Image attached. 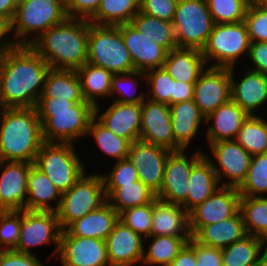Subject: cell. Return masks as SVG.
Masks as SVG:
<instances>
[{"label":"cell","instance_id":"34","mask_svg":"<svg viewBox=\"0 0 267 266\" xmlns=\"http://www.w3.org/2000/svg\"><path fill=\"white\" fill-rule=\"evenodd\" d=\"M81 81L82 93L86 102L98 106L96 96L111 94V79L113 74L108 70L86 62L76 70Z\"/></svg>","mask_w":267,"mask_h":266},{"label":"cell","instance_id":"43","mask_svg":"<svg viewBox=\"0 0 267 266\" xmlns=\"http://www.w3.org/2000/svg\"><path fill=\"white\" fill-rule=\"evenodd\" d=\"M215 24L238 23L245 20L251 0H206Z\"/></svg>","mask_w":267,"mask_h":266},{"label":"cell","instance_id":"37","mask_svg":"<svg viewBox=\"0 0 267 266\" xmlns=\"http://www.w3.org/2000/svg\"><path fill=\"white\" fill-rule=\"evenodd\" d=\"M240 213L247 234L261 239L267 236V197L240 196Z\"/></svg>","mask_w":267,"mask_h":266},{"label":"cell","instance_id":"10","mask_svg":"<svg viewBox=\"0 0 267 266\" xmlns=\"http://www.w3.org/2000/svg\"><path fill=\"white\" fill-rule=\"evenodd\" d=\"M67 18L65 0H18L11 31L15 29V38L43 33Z\"/></svg>","mask_w":267,"mask_h":266},{"label":"cell","instance_id":"27","mask_svg":"<svg viewBox=\"0 0 267 266\" xmlns=\"http://www.w3.org/2000/svg\"><path fill=\"white\" fill-rule=\"evenodd\" d=\"M246 235L243 218L239 211L227 220L202 226L192 238L204 246L222 249Z\"/></svg>","mask_w":267,"mask_h":266},{"label":"cell","instance_id":"13","mask_svg":"<svg viewBox=\"0 0 267 266\" xmlns=\"http://www.w3.org/2000/svg\"><path fill=\"white\" fill-rule=\"evenodd\" d=\"M240 211L238 188L219 187L209 198L189 212V228L193 236L202 226L221 222Z\"/></svg>","mask_w":267,"mask_h":266},{"label":"cell","instance_id":"14","mask_svg":"<svg viewBox=\"0 0 267 266\" xmlns=\"http://www.w3.org/2000/svg\"><path fill=\"white\" fill-rule=\"evenodd\" d=\"M170 150L143 142L130 144L127 158L137 169L139 180L157 194L163 182L165 163Z\"/></svg>","mask_w":267,"mask_h":266},{"label":"cell","instance_id":"57","mask_svg":"<svg viewBox=\"0 0 267 266\" xmlns=\"http://www.w3.org/2000/svg\"><path fill=\"white\" fill-rule=\"evenodd\" d=\"M11 32V23L4 17L0 16V40H2V37L5 36V34ZM17 46V41H9L8 43L3 42L2 45H0V56H2L7 51L15 48Z\"/></svg>","mask_w":267,"mask_h":266},{"label":"cell","instance_id":"47","mask_svg":"<svg viewBox=\"0 0 267 266\" xmlns=\"http://www.w3.org/2000/svg\"><path fill=\"white\" fill-rule=\"evenodd\" d=\"M106 197L108 198L121 184L139 180L137 169L128 158L119 160L109 176H103ZM107 182V183H106Z\"/></svg>","mask_w":267,"mask_h":266},{"label":"cell","instance_id":"44","mask_svg":"<svg viewBox=\"0 0 267 266\" xmlns=\"http://www.w3.org/2000/svg\"><path fill=\"white\" fill-rule=\"evenodd\" d=\"M119 221L131 228L135 233L149 238L152 223V202L131 207L119 213Z\"/></svg>","mask_w":267,"mask_h":266},{"label":"cell","instance_id":"9","mask_svg":"<svg viewBox=\"0 0 267 266\" xmlns=\"http://www.w3.org/2000/svg\"><path fill=\"white\" fill-rule=\"evenodd\" d=\"M250 43L244 21L215 24L201 52L205 62L217 61L211 67L231 68L244 52L249 53Z\"/></svg>","mask_w":267,"mask_h":266},{"label":"cell","instance_id":"38","mask_svg":"<svg viewBox=\"0 0 267 266\" xmlns=\"http://www.w3.org/2000/svg\"><path fill=\"white\" fill-rule=\"evenodd\" d=\"M235 140L252 156L267 153V121L258 115H249Z\"/></svg>","mask_w":267,"mask_h":266},{"label":"cell","instance_id":"56","mask_svg":"<svg viewBox=\"0 0 267 266\" xmlns=\"http://www.w3.org/2000/svg\"><path fill=\"white\" fill-rule=\"evenodd\" d=\"M169 266H196L195 246L188 241Z\"/></svg>","mask_w":267,"mask_h":266},{"label":"cell","instance_id":"50","mask_svg":"<svg viewBox=\"0 0 267 266\" xmlns=\"http://www.w3.org/2000/svg\"><path fill=\"white\" fill-rule=\"evenodd\" d=\"M179 0H140V12L173 22Z\"/></svg>","mask_w":267,"mask_h":266},{"label":"cell","instance_id":"15","mask_svg":"<svg viewBox=\"0 0 267 266\" xmlns=\"http://www.w3.org/2000/svg\"><path fill=\"white\" fill-rule=\"evenodd\" d=\"M140 140L170 151L182 149L175 142L169 105L151 100L142 103Z\"/></svg>","mask_w":267,"mask_h":266},{"label":"cell","instance_id":"18","mask_svg":"<svg viewBox=\"0 0 267 266\" xmlns=\"http://www.w3.org/2000/svg\"><path fill=\"white\" fill-rule=\"evenodd\" d=\"M119 30L130 53L135 71L145 73L163 67L168 52L152 37L139 32L131 23L120 24Z\"/></svg>","mask_w":267,"mask_h":266},{"label":"cell","instance_id":"45","mask_svg":"<svg viewBox=\"0 0 267 266\" xmlns=\"http://www.w3.org/2000/svg\"><path fill=\"white\" fill-rule=\"evenodd\" d=\"M244 23L251 42H267V7L251 0Z\"/></svg>","mask_w":267,"mask_h":266},{"label":"cell","instance_id":"42","mask_svg":"<svg viewBox=\"0 0 267 266\" xmlns=\"http://www.w3.org/2000/svg\"><path fill=\"white\" fill-rule=\"evenodd\" d=\"M238 191L240 196L251 197L267 192V153L252 157L247 176Z\"/></svg>","mask_w":267,"mask_h":266},{"label":"cell","instance_id":"41","mask_svg":"<svg viewBox=\"0 0 267 266\" xmlns=\"http://www.w3.org/2000/svg\"><path fill=\"white\" fill-rule=\"evenodd\" d=\"M87 134L94 136L103 153L118 158V161L127 158L131 143L126 138L115 135L95 117L90 122Z\"/></svg>","mask_w":267,"mask_h":266},{"label":"cell","instance_id":"36","mask_svg":"<svg viewBox=\"0 0 267 266\" xmlns=\"http://www.w3.org/2000/svg\"><path fill=\"white\" fill-rule=\"evenodd\" d=\"M139 32L146 33L167 52L178 48L172 22L138 12L130 22Z\"/></svg>","mask_w":267,"mask_h":266},{"label":"cell","instance_id":"30","mask_svg":"<svg viewBox=\"0 0 267 266\" xmlns=\"http://www.w3.org/2000/svg\"><path fill=\"white\" fill-rule=\"evenodd\" d=\"M170 109L175 142L185 150L192 138L198 133L201 121H205L206 117L201 113L193 99L170 105Z\"/></svg>","mask_w":267,"mask_h":266},{"label":"cell","instance_id":"4","mask_svg":"<svg viewBox=\"0 0 267 266\" xmlns=\"http://www.w3.org/2000/svg\"><path fill=\"white\" fill-rule=\"evenodd\" d=\"M47 143H73L87 135L95 107L88 102L75 103L68 99L39 97L35 106ZM61 140V141H59Z\"/></svg>","mask_w":267,"mask_h":266},{"label":"cell","instance_id":"17","mask_svg":"<svg viewBox=\"0 0 267 266\" xmlns=\"http://www.w3.org/2000/svg\"><path fill=\"white\" fill-rule=\"evenodd\" d=\"M230 84L229 68L211 67L200 74L193 101L205 117L231 99Z\"/></svg>","mask_w":267,"mask_h":266},{"label":"cell","instance_id":"6","mask_svg":"<svg viewBox=\"0 0 267 266\" xmlns=\"http://www.w3.org/2000/svg\"><path fill=\"white\" fill-rule=\"evenodd\" d=\"M107 202L102 175H82L67 191L61 193L57 217L62 230L87 213L99 209Z\"/></svg>","mask_w":267,"mask_h":266},{"label":"cell","instance_id":"40","mask_svg":"<svg viewBox=\"0 0 267 266\" xmlns=\"http://www.w3.org/2000/svg\"><path fill=\"white\" fill-rule=\"evenodd\" d=\"M154 237L147 253H143L142 263L162 266H169L173 259L179 254L188 243L184 237L175 236H149ZM146 254V255H145Z\"/></svg>","mask_w":267,"mask_h":266},{"label":"cell","instance_id":"51","mask_svg":"<svg viewBox=\"0 0 267 266\" xmlns=\"http://www.w3.org/2000/svg\"><path fill=\"white\" fill-rule=\"evenodd\" d=\"M66 14L71 19L89 21L97 12L101 0H65Z\"/></svg>","mask_w":267,"mask_h":266},{"label":"cell","instance_id":"58","mask_svg":"<svg viewBox=\"0 0 267 266\" xmlns=\"http://www.w3.org/2000/svg\"><path fill=\"white\" fill-rule=\"evenodd\" d=\"M18 0H0V16L6 18L10 23L14 18Z\"/></svg>","mask_w":267,"mask_h":266},{"label":"cell","instance_id":"24","mask_svg":"<svg viewBox=\"0 0 267 266\" xmlns=\"http://www.w3.org/2000/svg\"><path fill=\"white\" fill-rule=\"evenodd\" d=\"M230 70L231 100L240 106L248 115L253 116L257 107L267 101V75L260 72L248 71L244 78L235 83L233 67Z\"/></svg>","mask_w":267,"mask_h":266},{"label":"cell","instance_id":"3","mask_svg":"<svg viewBox=\"0 0 267 266\" xmlns=\"http://www.w3.org/2000/svg\"><path fill=\"white\" fill-rule=\"evenodd\" d=\"M0 161L33 163L44 143L35 108H2Z\"/></svg>","mask_w":267,"mask_h":266},{"label":"cell","instance_id":"60","mask_svg":"<svg viewBox=\"0 0 267 266\" xmlns=\"http://www.w3.org/2000/svg\"><path fill=\"white\" fill-rule=\"evenodd\" d=\"M256 1L267 7V0H256Z\"/></svg>","mask_w":267,"mask_h":266},{"label":"cell","instance_id":"31","mask_svg":"<svg viewBox=\"0 0 267 266\" xmlns=\"http://www.w3.org/2000/svg\"><path fill=\"white\" fill-rule=\"evenodd\" d=\"M28 197L26 199L25 210L28 211H54L59 208L61 192L53 182L34 164L31 165L27 176ZM59 197L56 207L49 205V201ZM56 208V209H55Z\"/></svg>","mask_w":267,"mask_h":266},{"label":"cell","instance_id":"59","mask_svg":"<svg viewBox=\"0 0 267 266\" xmlns=\"http://www.w3.org/2000/svg\"><path fill=\"white\" fill-rule=\"evenodd\" d=\"M263 245H265V247L262 246V248H265V249H262L264 250V252L261 256V266H267V246H266L267 242L265 244L263 243Z\"/></svg>","mask_w":267,"mask_h":266},{"label":"cell","instance_id":"61","mask_svg":"<svg viewBox=\"0 0 267 266\" xmlns=\"http://www.w3.org/2000/svg\"><path fill=\"white\" fill-rule=\"evenodd\" d=\"M263 241H264V242H266V241H267V236H266V237L263 239Z\"/></svg>","mask_w":267,"mask_h":266},{"label":"cell","instance_id":"39","mask_svg":"<svg viewBox=\"0 0 267 266\" xmlns=\"http://www.w3.org/2000/svg\"><path fill=\"white\" fill-rule=\"evenodd\" d=\"M155 198L156 194L140 180H137L121 184V187H118L107 198V201L119 214L125 209L151 203Z\"/></svg>","mask_w":267,"mask_h":266},{"label":"cell","instance_id":"7","mask_svg":"<svg viewBox=\"0 0 267 266\" xmlns=\"http://www.w3.org/2000/svg\"><path fill=\"white\" fill-rule=\"evenodd\" d=\"M34 165L53 182L61 192L72 187L84 173L71 143L44 142L36 155Z\"/></svg>","mask_w":267,"mask_h":266},{"label":"cell","instance_id":"8","mask_svg":"<svg viewBox=\"0 0 267 266\" xmlns=\"http://www.w3.org/2000/svg\"><path fill=\"white\" fill-rule=\"evenodd\" d=\"M172 24L178 48L200 50L215 25L206 0H179Z\"/></svg>","mask_w":267,"mask_h":266},{"label":"cell","instance_id":"28","mask_svg":"<svg viewBox=\"0 0 267 266\" xmlns=\"http://www.w3.org/2000/svg\"><path fill=\"white\" fill-rule=\"evenodd\" d=\"M218 182L219 180L212 168L210 158L204 155L192 167L189 177V190L186 200L181 206L189 213L218 189Z\"/></svg>","mask_w":267,"mask_h":266},{"label":"cell","instance_id":"16","mask_svg":"<svg viewBox=\"0 0 267 266\" xmlns=\"http://www.w3.org/2000/svg\"><path fill=\"white\" fill-rule=\"evenodd\" d=\"M59 258L63 266H107L109 262L105 240L69 235L62 230Z\"/></svg>","mask_w":267,"mask_h":266},{"label":"cell","instance_id":"55","mask_svg":"<svg viewBox=\"0 0 267 266\" xmlns=\"http://www.w3.org/2000/svg\"><path fill=\"white\" fill-rule=\"evenodd\" d=\"M194 85L195 83H185V82L174 80L172 105L179 103V102L192 100L193 92H194Z\"/></svg>","mask_w":267,"mask_h":266},{"label":"cell","instance_id":"19","mask_svg":"<svg viewBox=\"0 0 267 266\" xmlns=\"http://www.w3.org/2000/svg\"><path fill=\"white\" fill-rule=\"evenodd\" d=\"M210 147L219 163V167H221L217 168L212 160L210 161L213 170L216 172L217 179L220 180L223 172L224 177L226 175L231 179L228 184L225 183L223 185L239 188L247 176L253 156L235 139L210 143Z\"/></svg>","mask_w":267,"mask_h":266},{"label":"cell","instance_id":"49","mask_svg":"<svg viewBox=\"0 0 267 266\" xmlns=\"http://www.w3.org/2000/svg\"><path fill=\"white\" fill-rule=\"evenodd\" d=\"M133 76H139L141 78L143 77L144 79H146L145 73L141 72V71H133V72H129V73L113 74L112 79H111V95H113V93H116V92H118L119 95L120 94L122 95V98L120 96V98L116 99V102L130 103V104H142L145 101L143 93L141 95H137L135 97L131 95L132 91H133L132 90L133 86H135V87L138 86V82ZM131 80H132V82H131ZM125 81H126V83L130 82L129 84L133 83V85L131 84L132 88H131V86L129 87L130 91L132 90L131 94L128 92V90H129L128 87H125V85L124 86L122 85V84H125L124 83Z\"/></svg>","mask_w":267,"mask_h":266},{"label":"cell","instance_id":"11","mask_svg":"<svg viewBox=\"0 0 267 266\" xmlns=\"http://www.w3.org/2000/svg\"><path fill=\"white\" fill-rule=\"evenodd\" d=\"M62 228L54 211H21V229L17 246L13 249L20 253L32 254L30 247L54 242L59 251Z\"/></svg>","mask_w":267,"mask_h":266},{"label":"cell","instance_id":"33","mask_svg":"<svg viewBox=\"0 0 267 266\" xmlns=\"http://www.w3.org/2000/svg\"><path fill=\"white\" fill-rule=\"evenodd\" d=\"M263 239L247 234L228 247L222 248V266H261Z\"/></svg>","mask_w":267,"mask_h":266},{"label":"cell","instance_id":"21","mask_svg":"<svg viewBox=\"0 0 267 266\" xmlns=\"http://www.w3.org/2000/svg\"><path fill=\"white\" fill-rule=\"evenodd\" d=\"M98 112L99 106H95V118L115 135L130 143L140 140L142 104L114 101L100 117Z\"/></svg>","mask_w":267,"mask_h":266},{"label":"cell","instance_id":"12","mask_svg":"<svg viewBox=\"0 0 267 266\" xmlns=\"http://www.w3.org/2000/svg\"><path fill=\"white\" fill-rule=\"evenodd\" d=\"M204 156L195 153L188 159L184 149L170 151L165 163L163 182L156 198L164 202L181 205L189 190V177L192 167Z\"/></svg>","mask_w":267,"mask_h":266},{"label":"cell","instance_id":"5","mask_svg":"<svg viewBox=\"0 0 267 266\" xmlns=\"http://www.w3.org/2000/svg\"><path fill=\"white\" fill-rule=\"evenodd\" d=\"M87 62L112 74L133 72L134 64L127 50L119 25H95L89 22Z\"/></svg>","mask_w":267,"mask_h":266},{"label":"cell","instance_id":"2","mask_svg":"<svg viewBox=\"0 0 267 266\" xmlns=\"http://www.w3.org/2000/svg\"><path fill=\"white\" fill-rule=\"evenodd\" d=\"M88 34L89 21L67 18L35 39H17V45H29L51 69L77 70L87 62Z\"/></svg>","mask_w":267,"mask_h":266},{"label":"cell","instance_id":"46","mask_svg":"<svg viewBox=\"0 0 267 266\" xmlns=\"http://www.w3.org/2000/svg\"><path fill=\"white\" fill-rule=\"evenodd\" d=\"M146 81L151 84V101L172 105V95L174 89V79L161 68H156L145 72Z\"/></svg>","mask_w":267,"mask_h":266},{"label":"cell","instance_id":"52","mask_svg":"<svg viewBox=\"0 0 267 266\" xmlns=\"http://www.w3.org/2000/svg\"><path fill=\"white\" fill-rule=\"evenodd\" d=\"M189 241L195 246L196 266H222L221 249L204 246L193 238Z\"/></svg>","mask_w":267,"mask_h":266},{"label":"cell","instance_id":"22","mask_svg":"<svg viewBox=\"0 0 267 266\" xmlns=\"http://www.w3.org/2000/svg\"><path fill=\"white\" fill-rule=\"evenodd\" d=\"M140 235L118 221L105 239L110 266H131L142 261L144 247Z\"/></svg>","mask_w":267,"mask_h":266},{"label":"cell","instance_id":"29","mask_svg":"<svg viewBox=\"0 0 267 266\" xmlns=\"http://www.w3.org/2000/svg\"><path fill=\"white\" fill-rule=\"evenodd\" d=\"M249 115L238 106L233 100L219 106L210 113L205 119L207 123L214 120V125L208 128V139L210 143L236 138L243 121Z\"/></svg>","mask_w":267,"mask_h":266},{"label":"cell","instance_id":"23","mask_svg":"<svg viewBox=\"0 0 267 266\" xmlns=\"http://www.w3.org/2000/svg\"><path fill=\"white\" fill-rule=\"evenodd\" d=\"M184 232V233H179ZM192 238L189 228V213L181 205L164 202L155 198L152 201V223L150 236Z\"/></svg>","mask_w":267,"mask_h":266},{"label":"cell","instance_id":"25","mask_svg":"<svg viewBox=\"0 0 267 266\" xmlns=\"http://www.w3.org/2000/svg\"><path fill=\"white\" fill-rule=\"evenodd\" d=\"M119 221V214L108 203L72 222L65 231L72 236L105 240Z\"/></svg>","mask_w":267,"mask_h":266},{"label":"cell","instance_id":"20","mask_svg":"<svg viewBox=\"0 0 267 266\" xmlns=\"http://www.w3.org/2000/svg\"><path fill=\"white\" fill-rule=\"evenodd\" d=\"M0 161V167L6 166L0 176V211L25 210L27 176L33 163Z\"/></svg>","mask_w":267,"mask_h":266},{"label":"cell","instance_id":"26","mask_svg":"<svg viewBox=\"0 0 267 266\" xmlns=\"http://www.w3.org/2000/svg\"><path fill=\"white\" fill-rule=\"evenodd\" d=\"M205 64L200 49L176 48L167 53L163 68L174 80L196 83Z\"/></svg>","mask_w":267,"mask_h":266},{"label":"cell","instance_id":"54","mask_svg":"<svg viewBox=\"0 0 267 266\" xmlns=\"http://www.w3.org/2000/svg\"><path fill=\"white\" fill-rule=\"evenodd\" d=\"M248 56L256 66L252 71L267 75V42H251Z\"/></svg>","mask_w":267,"mask_h":266},{"label":"cell","instance_id":"35","mask_svg":"<svg viewBox=\"0 0 267 266\" xmlns=\"http://www.w3.org/2000/svg\"><path fill=\"white\" fill-rule=\"evenodd\" d=\"M140 11V0H101L95 15L89 20L95 25L117 26L130 23Z\"/></svg>","mask_w":267,"mask_h":266},{"label":"cell","instance_id":"53","mask_svg":"<svg viewBox=\"0 0 267 266\" xmlns=\"http://www.w3.org/2000/svg\"><path fill=\"white\" fill-rule=\"evenodd\" d=\"M0 266H43L33 254L0 249Z\"/></svg>","mask_w":267,"mask_h":266},{"label":"cell","instance_id":"32","mask_svg":"<svg viewBox=\"0 0 267 266\" xmlns=\"http://www.w3.org/2000/svg\"><path fill=\"white\" fill-rule=\"evenodd\" d=\"M40 97L68 99L75 103L86 102L76 70L50 68Z\"/></svg>","mask_w":267,"mask_h":266},{"label":"cell","instance_id":"1","mask_svg":"<svg viewBox=\"0 0 267 266\" xmlns=\"http://www.w3.org/2000/svg\"><path fill=\"white\" fill-rule=\"evenodd\" d=\"M49 70L29 45H17L0 56V108H35Z\"/></svg>","mask_w":267,"mask_h":266},{"label":"cell","instance_id":"48","mask_svg":"<svg viewBox=\"0 0 267 266\" xmlns=\"http://www.w3.org/2000/svg\"><path fill=\"white\" fill-rule=\"evenodd\" d=\"M21 211H0V245L4 250H13L19 241Z\"/></svg>","mask_w":267,"mask_h":266}]
</instances>
